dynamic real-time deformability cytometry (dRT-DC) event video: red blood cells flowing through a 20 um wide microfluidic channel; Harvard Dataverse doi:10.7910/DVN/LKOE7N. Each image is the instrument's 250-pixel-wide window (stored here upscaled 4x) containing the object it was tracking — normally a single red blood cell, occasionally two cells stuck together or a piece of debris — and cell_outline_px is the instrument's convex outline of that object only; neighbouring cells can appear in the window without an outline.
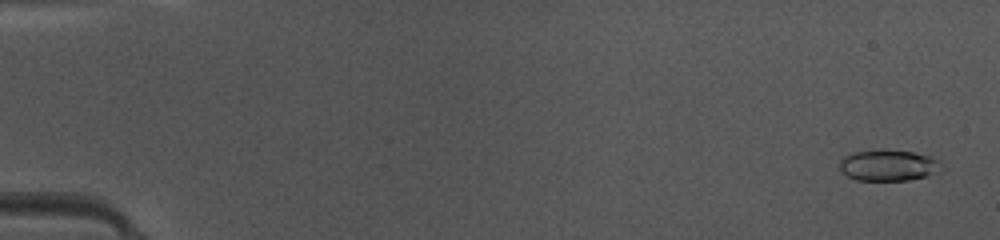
{"species": "common noctule bat (a hibernating species)", "species_latin": "Nyctalus noctula", "temperature_condition": "warm", "stored_images_in_passage": 48, "camera_frame_rate_fps": 3000, "um_per_image_px": 0.085, "animal": {"sex": "female", "body_mass_g": 10.0, "forearm_length_mm": 53.1}, "frame": {"image": 1, "passage_image": 2, "time_ms": 0.333, "image_size_px": [1000, 240], "cell_outline_px": [[940, 160], [932, 172], [924, 176], [908, 180], [856, 180], [840, 172], [840, 160], [844, 156], [852, 152], [912, 152], [932, 156]], "centroid_in_image_um": [75.41, 14.08], "position_along_channel_um": 9.6, "area_um2": 17.46}}
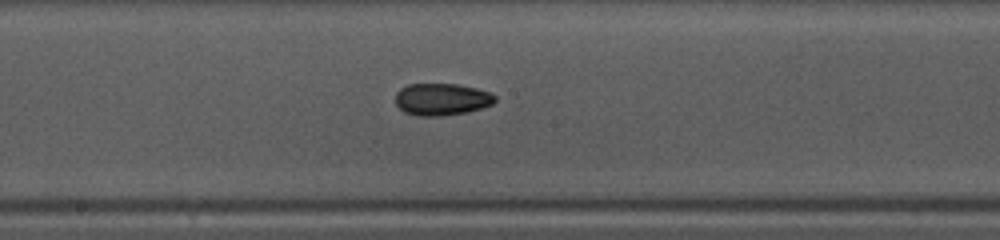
{"frame": {"image": 2, "passage_image": 26, "time_ms": 8.333, "image_size_px": [1000, 240], "cell_outline_px": [[496, 100], [492, 104], [468, 112], [440, 116], [416, 116], [404, 112], [396, 104], [396, 92], [400, 88], [408, 84], [460, 84], [476, 88], [488, 92], [496, 96]], "centroid_in_image_um": [37.53, 8.44], "position_along_channel_um": 210.7, "area_um2": 18.67}}
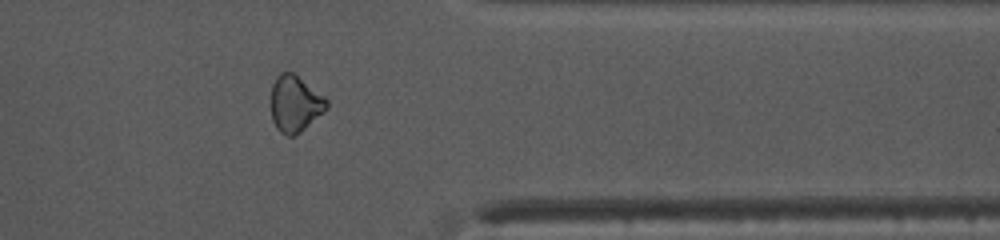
{"frame": {"image": 3, "passage_image": 39, "time_ms": 12.667, "image_size_px": [1000, 240], "cell_outline_px": [[328, 108], [324, 112], [304, 128], [292, 136], [288, 136], [280, 132], [276, 128], [272, 120], [272, 84], [276, 76], [280, 72], [292, 72], [324, 96], [328, 100]], "centroid_in_image_um": [25.08, 8.81], "position_along_channel_um": 386.3, "area_um2": 18.03}, "authors_computed_cell_mechanics": {"area_um2": 18.1492, "velocity_mm_per_s": 4.2386, "shape_relaxation_time_tau1_ms": 5.9719, "shape_relaxation_time_tau2_ms": 4.7665, "deformation_change_tau1": 0.1243, "deformation_change_tau2": 0.0824}}